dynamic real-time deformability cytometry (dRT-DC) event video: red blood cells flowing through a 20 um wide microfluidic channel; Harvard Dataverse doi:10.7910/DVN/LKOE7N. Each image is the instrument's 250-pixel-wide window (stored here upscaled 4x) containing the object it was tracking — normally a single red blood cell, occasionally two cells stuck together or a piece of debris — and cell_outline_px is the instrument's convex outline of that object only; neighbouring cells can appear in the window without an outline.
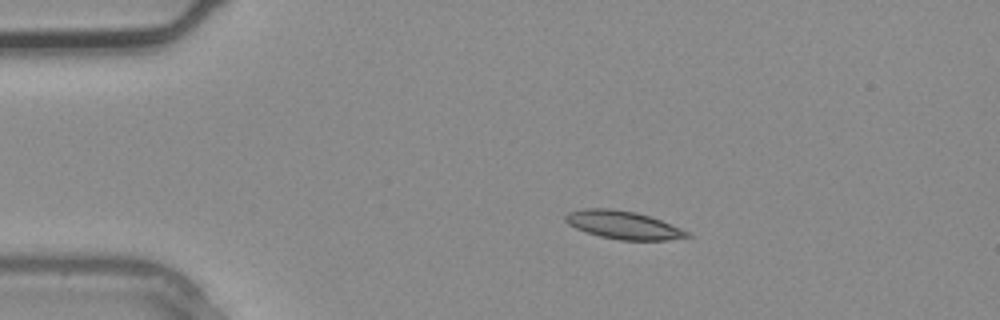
{"species": "common noctule bat (a hibernating species)", "species_latin": "Nyctalus noctula", "temperature_condition": "warm", "stored_images_in_passage": 2, "camera_frame_rate_fps": 3000, "um_per_image_px": 0.085, "animal": {"sex": "male", "body_mass_g": 20.4}, "frame": {"image": 1, "passage_image": 1, "time_ms": 0.0, "image_size_px": [1000, 320], "cell_outline_px": [[692, 236], [668, 240], [620, 240], [600, 236], [576, 228], [568, 224], [564, 220], [564, 216], [568, 212], [584, 208], [612, 208], [636, 212], [660, 220], [680, 228], [688, 232]], "centroid_in_image_um": [52.94, 19.11], "position_along_channel_um": 32.1, "area_um2": 19.77}}